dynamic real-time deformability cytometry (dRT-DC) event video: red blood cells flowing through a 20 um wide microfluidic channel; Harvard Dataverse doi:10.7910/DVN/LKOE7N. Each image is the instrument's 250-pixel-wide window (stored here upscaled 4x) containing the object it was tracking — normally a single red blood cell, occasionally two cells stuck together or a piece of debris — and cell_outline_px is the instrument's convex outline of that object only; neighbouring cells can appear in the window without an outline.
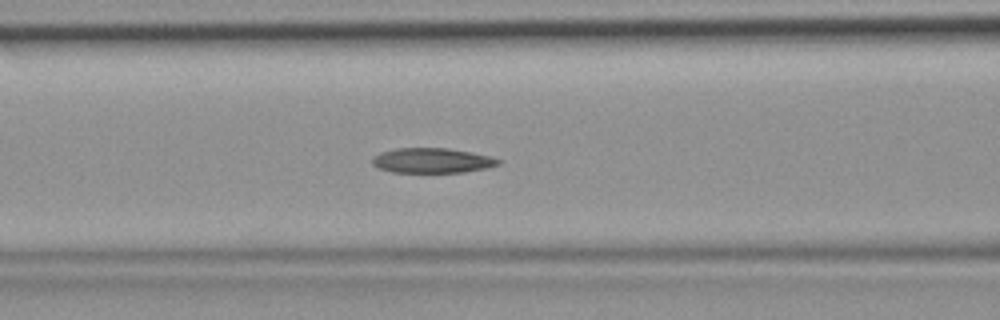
{"species": "common noctule bat (a hibernating species)", "species_latin": "Nyctalus noctula", "temperature_condition": "room temperature", "stored_images_in_passage": 38, "camera_frame_rate_fps": 3000, "um_per_image_px": 0.085, "animal": {"sex": "female", "body_mass_g": 19.9}, "frame": {"image": 1, "passage_image": 12, "time_ms": 3.667, "image_size_px": [1000, 320], "cell_outline_px": [[500, 164], [488, 168], [464, 172], [392, 172], [376, 168], [372, 164], [372, 156], [380, 152], [396, 148], [448, 148], [472, 152], [492, 156], [500, 160]], "centroid_in_image_um": [36.72, 13.64], "position_along_channel_um": 129.9, "area_um2": 18.55}}